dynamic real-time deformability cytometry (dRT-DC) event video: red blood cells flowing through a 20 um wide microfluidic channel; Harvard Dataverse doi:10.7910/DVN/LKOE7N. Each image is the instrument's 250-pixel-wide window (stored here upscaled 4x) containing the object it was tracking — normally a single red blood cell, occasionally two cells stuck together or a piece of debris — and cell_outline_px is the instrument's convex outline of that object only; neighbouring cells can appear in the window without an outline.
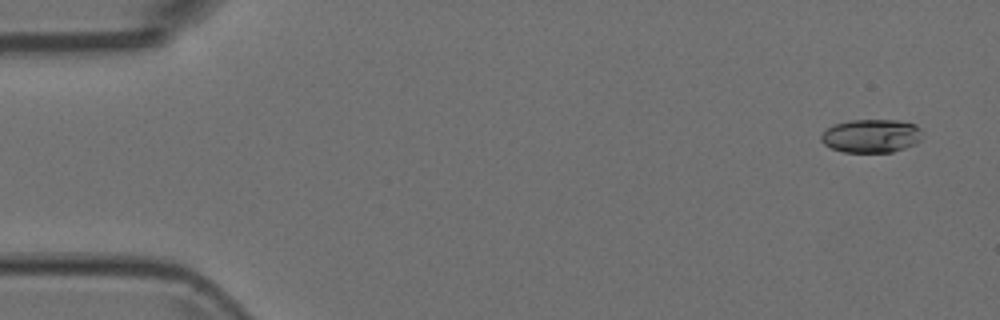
{"species": "Egyptian fruit bat (a non-hibernating species)", "species_latin": "Rousettus aegyptiacus", "temperature_condition": "room temperature", "stored_images_in_passage": 4, "camera_frame_rate_fps": 3000, "um_per_image_px": 0.085, "animal": {"sex": "female"}, "frame": {"image": 1, "passage_image": 1, "time_ms": 0.0, "image_size_px": [1000, 320], "cell_outline_px": [[920, 140], [916, 144], [892, 152], [844, 152], [832, 148], [824, 144], [820, 140], [820, 136], [832, 124], [848, 120], [900, 120], [916, 124], [920, 128]], "centroid_in_image_um": [74.05, 11.54], "position_along_channel_um": 11.0, "area_um2": 19.83}}
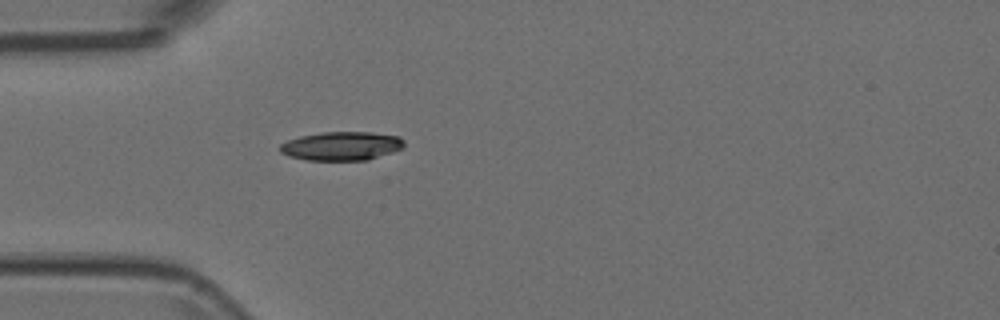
{"frame": {"image": 2, "passage_image": 4, "time_ms": 1.0, "image_size_px": [1000, 320], "cell_outline_px": [[404, 148], [368, 160], [308, 160], [288, 156], [280, 152], [280, 144], [288, 140], [300, 136], [320, 132], [372, 132], [400, 136], [404, 140]], "centroid_in_image_um": [29.05, 12.4], "position_along_channel_um": 56.0, "area_um2": 20.92}}